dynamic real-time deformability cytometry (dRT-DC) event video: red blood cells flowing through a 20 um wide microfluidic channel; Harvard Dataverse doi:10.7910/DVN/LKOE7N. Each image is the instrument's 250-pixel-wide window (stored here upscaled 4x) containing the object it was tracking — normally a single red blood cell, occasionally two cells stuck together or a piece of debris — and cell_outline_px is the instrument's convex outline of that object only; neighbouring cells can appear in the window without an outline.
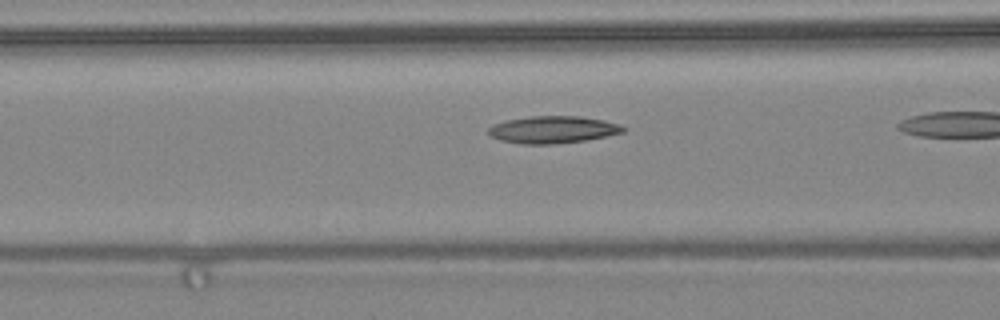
{"species": "common noctule bat (a hibernating species)", "species_latin": "Nyctalus noctula", "temperature_condition": "warm", "stored_images_in_passage": 25, "camera_frame_rate_fps": 3000, "um_per_image_px": 0.085, "animal": {"sex": "female", "body_mass_g": 24.6, "forearm_length_mm": 56.2}, "frame": {"image": 1, "passage_image": 8, "time_ms": 2.333, "image_size_px": [1000, 320], "cell_outline_px": [[624, 132], [584, 140], [552, 144], [520, 144], [500, 140], [492, 136], [488, 132], [488, 128], [492, 124], [508, 120], [528, 116], [580, 116], [604, 120], [620, 124], [624, 128]], "centroid_in_image_um": [46.96, 11.01], "position_along_channel_um": 119.6, "area_um2": 21.21}}